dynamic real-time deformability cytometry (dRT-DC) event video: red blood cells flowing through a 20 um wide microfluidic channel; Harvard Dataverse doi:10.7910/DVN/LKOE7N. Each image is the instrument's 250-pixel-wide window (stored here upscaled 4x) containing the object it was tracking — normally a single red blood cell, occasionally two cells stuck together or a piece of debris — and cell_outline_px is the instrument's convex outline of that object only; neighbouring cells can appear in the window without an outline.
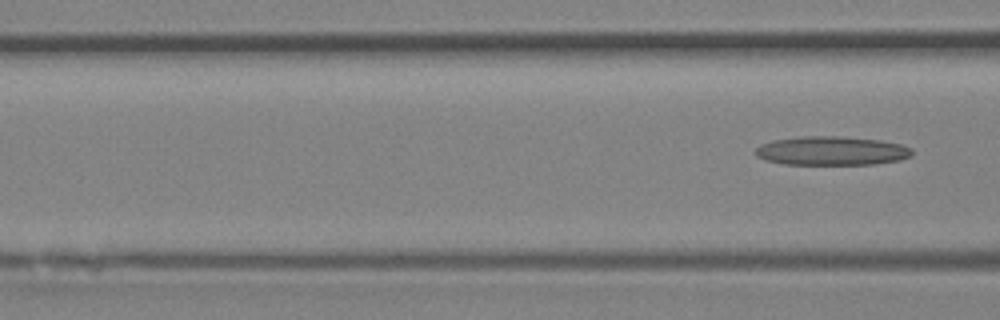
{"species": "Egyptian fruit bat (a non-hibernating species)", "species_latin": "Rousettus aegyptiacus", "temperature_condition": "room temperature", "stored_images_in_passage": 5, "camera_frame_rate_fps": 3000, "um_per_image_px": 0.085, "animal": {"sex": "female"}, "frame": {"image": 1, "passage_image": 5, "time_ms": 1.333, "image_size_px": [1000, 320], "cell_outline_px": [[912, 156], [900, 160], [872, 164], [784, 164], [764, 160], [756, 156], [756, 148], [760, 144], [772, 140], [800, 136], [840, 136], [880, 140], [900, 144], [912, 148]], "centroid_in_image_um": [70.67, 12.81], "position_along_channel_um": 95.9, "area_um2": 26.47}}